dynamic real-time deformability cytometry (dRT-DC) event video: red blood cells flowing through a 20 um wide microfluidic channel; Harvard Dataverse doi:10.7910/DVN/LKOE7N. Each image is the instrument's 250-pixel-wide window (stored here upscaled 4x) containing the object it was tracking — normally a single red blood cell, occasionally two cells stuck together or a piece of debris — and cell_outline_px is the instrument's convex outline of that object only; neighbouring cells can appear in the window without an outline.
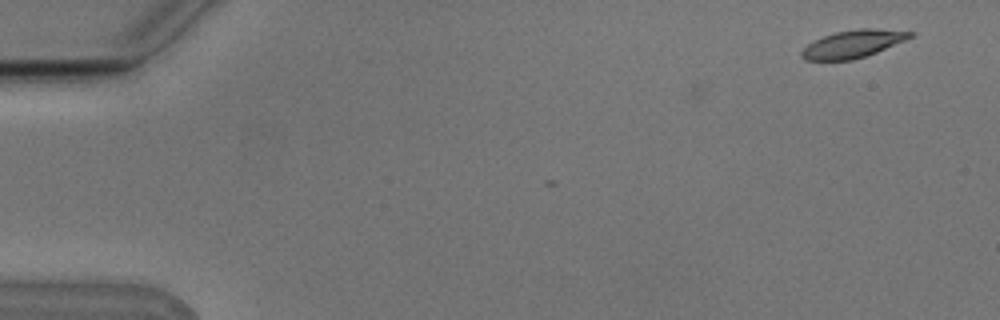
{"species": "Egyptian fruit bat (a non-hibernating species)", "species_latin": "Rousettus aegyptiacus", "temperature_condition": "cold", "stored_images_in_passage": 2, "camera_frame_rate_fps": 3000, "um_per_image_px": 0.085, "animal": {"sex": "male"}, "frame": {"image": 1, "passage_image": 2, "time_ms": 0.333, "image_size_px": [1000, 320], "cell_outline_px": [[912, 36], [904, 40], [876, 52], [852, 60], [804, 60], [800, 56], [800, 52], [808, 44], [824, 36], [836, 32], [860, 28], [872, 28], [912, 32]], "centroid_in_image_um": [72.45, 3.74], "position_along_channel_um": 12.6, "area_um2": 17.05}}